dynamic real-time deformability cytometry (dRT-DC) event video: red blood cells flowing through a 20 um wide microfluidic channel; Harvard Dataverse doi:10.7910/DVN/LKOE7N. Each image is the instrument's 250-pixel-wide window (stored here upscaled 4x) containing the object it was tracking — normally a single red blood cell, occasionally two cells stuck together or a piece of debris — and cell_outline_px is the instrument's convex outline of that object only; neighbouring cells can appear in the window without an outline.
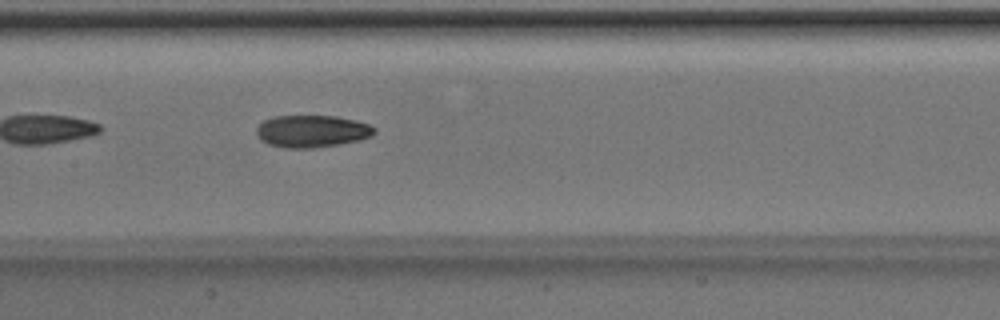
{"species": "Egyptian fruit bat (a non-hibernating species)", "species_latin": "Rousettus aegyptiacus", "temperature_condition": "room temperature", "stored_images_in_passage": 37, "camera_frame_rate_fps": 3000, "um_per_image_px": 0.085, "animal": {"sex": "male"}, "frame": {"image": 1, "passage_image": 11, "time_ms": 3.333, "image_size_px": [1000, 320], "cell_outline_px": [[376, 132], [372, 136], [360, 140], [340, 144], [312, 148], [284, 148], [268, 144], [260, 140], [256, 132], [256, 128], [264, 120], [272, 116], [336, 116], [356, 120], [368, 124], [376, 128]], "centroid_in_image_um": [26.52, 11.15], "position_along_channel_um": 180.9, "area_um2": 22.31}}
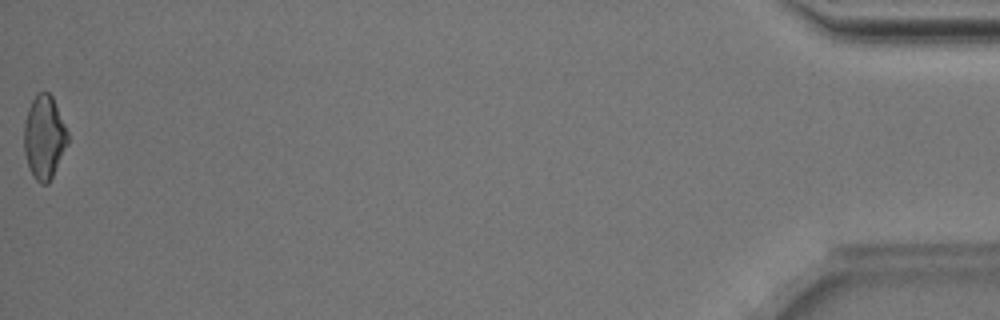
{"frame": {"image": 2, "passage_image": 37, "time_ms": 12.0, "image_size_px": [1000, 320], "cell_outline_px": [[68, 144], [48, 184], [40, 184], [36, 180], [28, 168], [24, 152], [24, 124], [28, 108], [36, 92], [48, 92], [52, 96], [68, 132]], "centroid_in_image_um": [3.74, 11.67], "position_along_channel_um": 431.5, "area_um2": 21.27}, "authors_computed_cell_mechanics": {"area_um2": 21.2704, "velocity_mm_per_s": 4.0268, "shape_relaxation_time_tau1_ms": 5.3458, "shape_relaxation_time_tau2_ms": 10.0696, "deformation_change_tau1": 0.1672, "deformation_change_tau2": 0.1732}}